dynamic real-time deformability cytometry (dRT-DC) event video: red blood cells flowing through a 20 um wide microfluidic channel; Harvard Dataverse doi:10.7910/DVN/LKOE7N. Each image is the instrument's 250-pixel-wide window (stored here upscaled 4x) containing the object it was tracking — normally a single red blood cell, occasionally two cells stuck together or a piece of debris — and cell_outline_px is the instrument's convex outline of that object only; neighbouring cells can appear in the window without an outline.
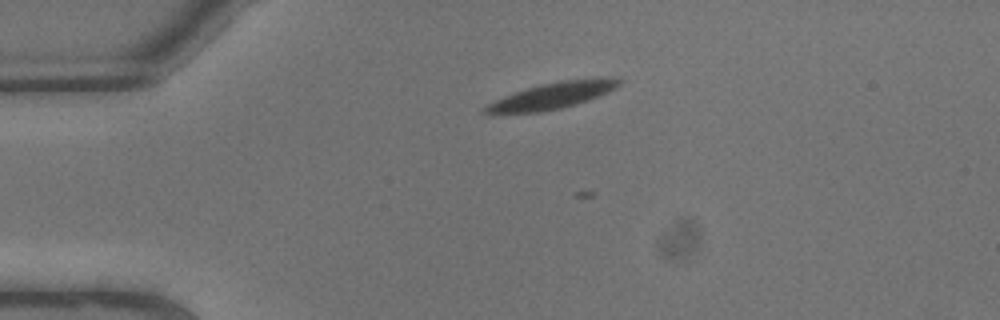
{"species": "common noctule bat (a hibernating species)", "species_latin": "Nyctalus noctula", "temperature_condition": "warm", "stored_images_in_passage": 5, "camera_frame_rate_fps": 3000, "um_per_image_px": 0.085, "animal": {"sex": "male", "body_mass_g": 13.3}, "frame": {"image": 1, "passage_image": 2, "time_ms": 0.333, "image_size_px": [1000, 320], "cell_outline_px": [[624, 80], [616, 88], [608, 92], [588, 100], [576, 104], [560, 108], [540, 112], [496, 116], [492, 116], [480, 112], [480, 108], [504, 96], [540, 84], [560, 80]], "centroid_in_image_um": [46.69, 8.22], "position_along_channel_um": 38.3, "area_um2": 20.46}}
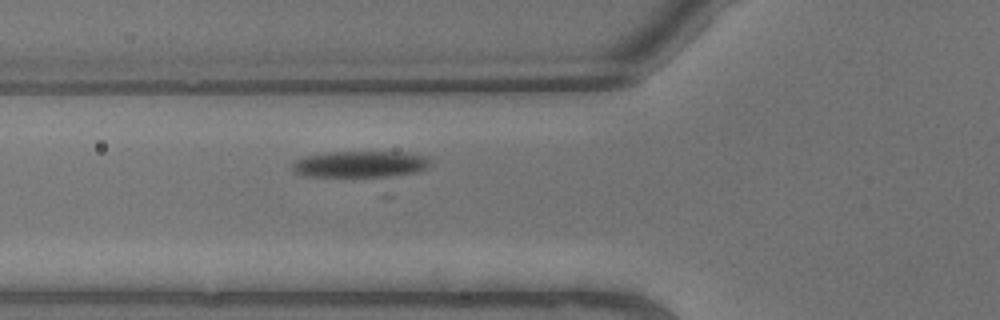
{"frame": {"image": 2, "passage_image": 5, "time_ms": 1.333, "image_size_px": [1000, 320], "cell_outline_px": [[428, 168], [420, 172], [388, 176], [304, 176], [292, 172], [292, 164], [296, 160], [304, 156], [324, 152], [404, 152], [428, 156]], "centroid_in_image_um": [30.6, 13.95], "position_along_channel_um": 95.2, "area_um2": 21.33}}